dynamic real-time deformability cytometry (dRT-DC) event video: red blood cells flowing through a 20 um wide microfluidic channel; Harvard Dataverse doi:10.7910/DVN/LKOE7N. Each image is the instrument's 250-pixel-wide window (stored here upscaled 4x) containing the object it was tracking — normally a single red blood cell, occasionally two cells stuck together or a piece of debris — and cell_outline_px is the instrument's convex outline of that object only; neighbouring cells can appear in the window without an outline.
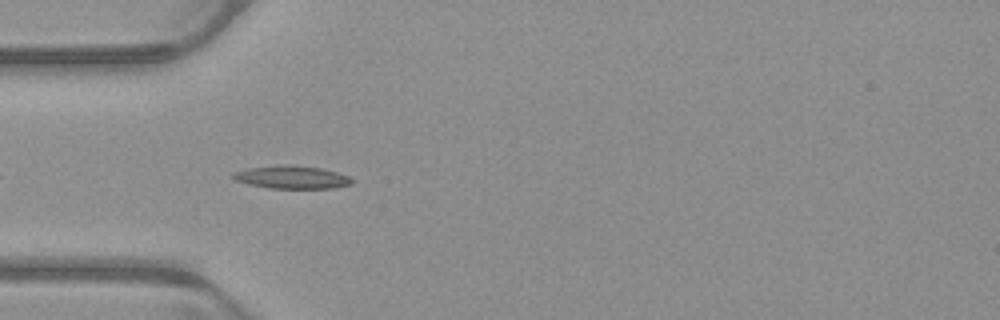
{"species": "common noctule bat (a hibernating species)", "species_latin": "Nyctalus noctula", "temperature_condition": "warm", "stored_images_in_passage": 39, "camera_frame_rate_fps": 3000, "um_per_image_px": 0.085, "animal": {"sex": "male", "body_mass_g": 23.1, "forearm_length_mm": 52.7}, "frame": {"image": 1, "passage_image": 3, "time_ms": 0.667, "image_size_px": [1000, 320], "cell_outline_px": [[352, 184], [336, 188], [268, 188], [248, 184], [232, 180], [232, 172], [248, 168], [284, 164], [292, 164], [320, 168], [336, 172], [348, 176], [352, 180]], "centroid_in_image_um": [24.76, 15.06], "position_along_channel_um": 60.2, "area_um2": 16.01}}
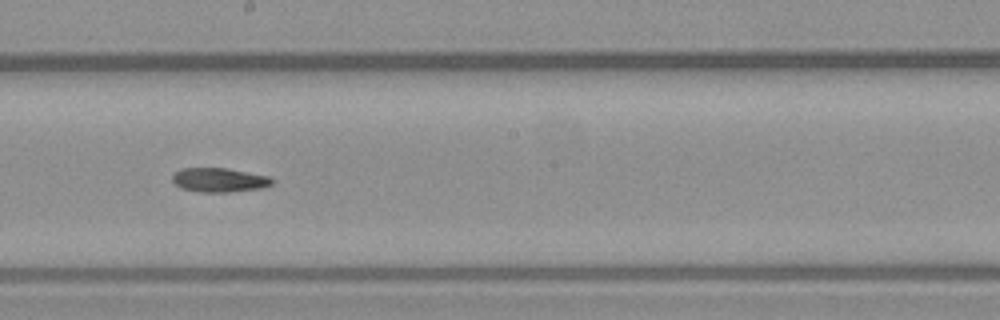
{"frame": {"image": 2, "passage_image": 16, "time_ms": 5.0, "image_size_px": [1000, 320], "cell_outline_px": [[276, 180], [272, 184], [260, 188], [228, 192], [200, 192], [180, 188], [172, 180], [172, 176], [180, 168], [228, 168], [272, 176]], "centroid_in_image_um": [18.68, 15.29], "position_along_channel_um": 229.5, "area_um2": 14.22}}
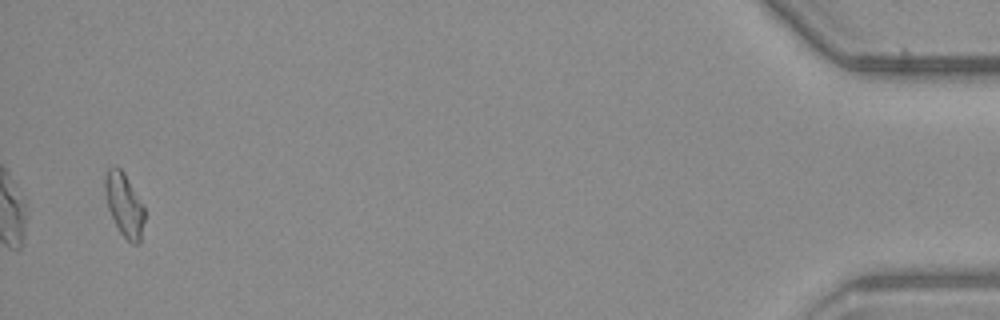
{"frame": {"image": 3, "passage_image": 38, "time_ms": 12.333, "image_size_px": [1000, 320], "cell_outline_px": [[144, 220], [140, 244], [132, 244], [120, 232], [108, 208], [104, 196], [104, 176], [108, 168], [116, 164], [124, 172], [144, 204]], "centroid_in_image_um": [10.55, 17.36], "position_along_channel_um": 424.6, "area_um2": 14.91}}